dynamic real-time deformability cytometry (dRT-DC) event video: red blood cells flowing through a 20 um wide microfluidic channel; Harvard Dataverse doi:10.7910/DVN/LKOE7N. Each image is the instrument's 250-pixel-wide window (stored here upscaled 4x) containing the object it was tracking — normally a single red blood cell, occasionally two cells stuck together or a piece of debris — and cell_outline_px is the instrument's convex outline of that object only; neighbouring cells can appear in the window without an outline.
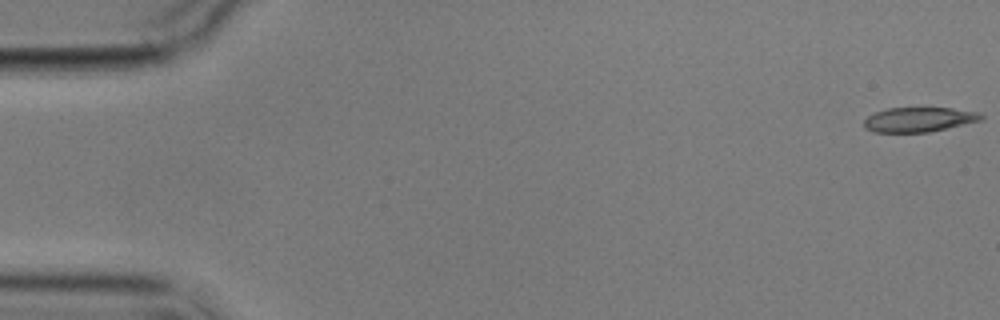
{"species": "common noctule bat (a hibernating species)", "species_latin": "Nyctalus noctula", "temperature_condition": "cold", "stored_images_in_passage": 6, "camera_frame_rate_fps": 3000, "um_per_image_px": 0.085, "animal": {"sex": "male", "body_mass_g": 17.9}, "frame": {"image": 1, "passage_image": 1, "time_ms": 0.0, "image_size_px": [1000, 320], "cell_outline_px": [[984, 120], [928, 132], [872, 132], [864, 128], [864, 120], [868, 116], [876, 112], [888, 108], [952, 108], [980, 112], [984, 116]], "centroid_in_image_um": [78.14, 10.16], "position_along_channel_um": 6.9, "area_um2": 16.88}}